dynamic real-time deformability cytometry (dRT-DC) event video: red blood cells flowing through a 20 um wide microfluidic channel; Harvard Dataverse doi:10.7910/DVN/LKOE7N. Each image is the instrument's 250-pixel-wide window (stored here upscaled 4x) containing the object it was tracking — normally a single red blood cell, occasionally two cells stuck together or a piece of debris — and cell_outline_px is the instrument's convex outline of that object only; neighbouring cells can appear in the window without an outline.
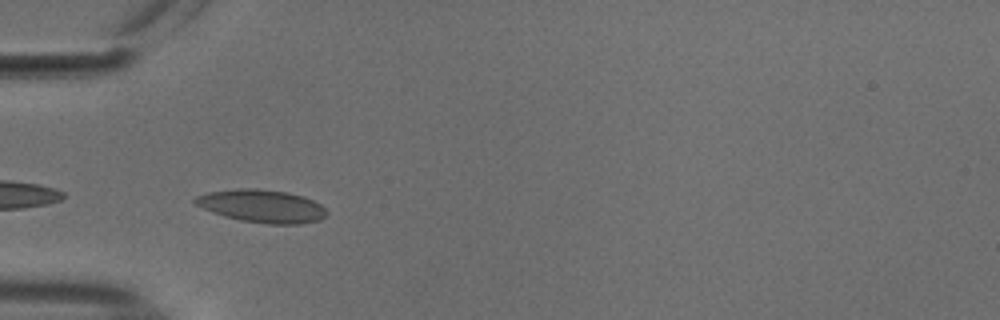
{"species": "common noctule bat (a hibernating species)", "species_latin": "Nyctalus noctula", "temperature_condition": "cold", "stored_images_in_passage": 18, "camera_frame_rate_fps": 3000, "um_per_image_px": 0.085, "animal": {"sex": "male", "body_mass_g": 18.8}, "frame": {"image": 1, "passage_image": 2, "time_ms": 0.333, "image_size_px": [1000, 320], "cell_outline_px": [[328, 212], [320, 220], [300, 224], [268, 224], [240, 220], [224, 216], [212, 212], [196, 204], [192, 200], [196, 196], [208, 192], [236, 188], [256, 188], [288, 192], [304, 196], [320, 204]], "centroid_in_image_um": [22.26, 17.51], "position_along_channel_um": 62.7, "area_um2": 25.26}}
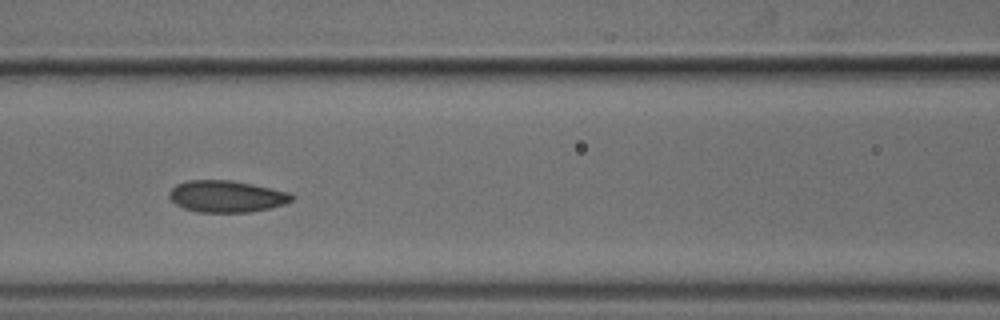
{"frame": {"image": 2, "passage_image": 9, "time_ms": 2.667, "image_size_px": [1000, 320], "cell_outline_px": [[292, 200], [284, 204], [268, 208], [248, 212], [196, 212], [184, 208], [176, 204], [168, 196], [168, 192], [176, 184], [188, 180], [232, 180], [252, 184], [288, 192], [292, 196]], "centroid_in_image_um": [19.2, 16.69], "position_along_channel_um": 147.4, "area_um2": 22.48}}
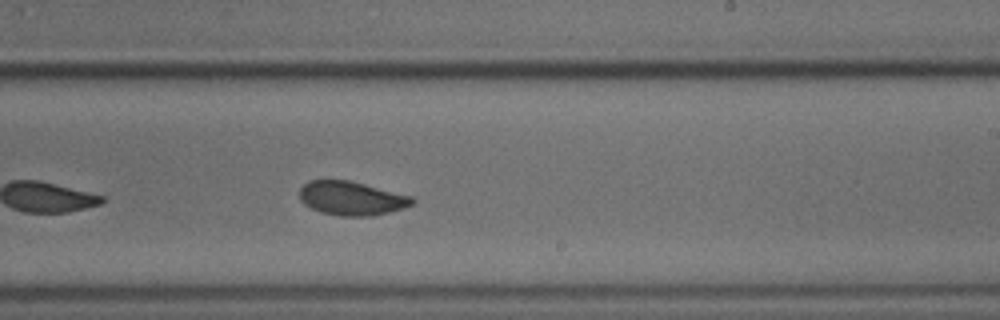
{"frame": {"image": 3, "passage_image": 18, "time_ms": 5.667, "image_size_px": [1000, 320], "cell_outline_px": [[416, 204], [404, 208], [372, 216], [340, 216], [320, 212], [304, 204], [300, 200], [300, 188], [308, 180], [348, 180], [412, 196], [416, 200]], "centroid_in_image_um": [29.9, 16.86], "position_along_channel_um": 259.1, "area_um2": 22.31}}